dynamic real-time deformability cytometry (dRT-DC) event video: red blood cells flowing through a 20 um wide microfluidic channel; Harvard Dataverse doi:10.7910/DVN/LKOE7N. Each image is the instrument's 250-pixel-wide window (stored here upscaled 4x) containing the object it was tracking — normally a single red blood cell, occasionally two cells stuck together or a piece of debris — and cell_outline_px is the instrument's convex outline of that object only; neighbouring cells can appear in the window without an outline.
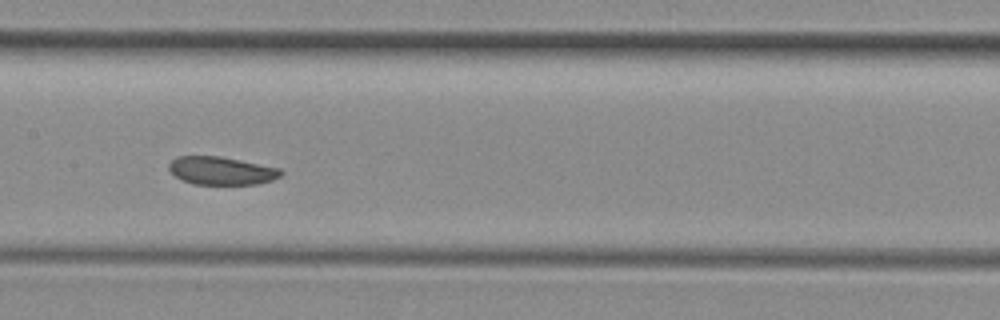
{"species": "common noctule bat (a hibernating species)", "species_latin": "Nyctalus noctula", "temperature_condition": "room temperature", "stored_images_in_passage": 37, "camera_frame_rate_fps": 3000, "um_per_image_px": 0.085, "animal": {"sex": "female", "body_mass_g": 29.2, "forearm_length_mm": 56.3}, "frame": {"image": 1, "passage_image": 11, "time_ms": 3.333, "image_size_px": [1000, 320], "cell_outline_px": [[284, 172], [280, 176], [272, 180], [256, 184], [192, 184], [180, 180], [168, 168], [168, 164], [176, 156], [220, 156], [280, 168]], "centroid_in_image_um": [18.8, 14.51], "position_along_channel_um": 188.6, "area_um2": 18.32}, "authors_computed_cell_mechanics": {"area_um2": 19.8832, "velocity_mm_per_s": 4.0268, "shape_relaxation_time_tau1_ms": 3.0036, "shape_relaxation_time_tau2_ms": 8.895, "deformation_change_tau1": 0.0478, "deformation_change_tau2": 0.1474}}